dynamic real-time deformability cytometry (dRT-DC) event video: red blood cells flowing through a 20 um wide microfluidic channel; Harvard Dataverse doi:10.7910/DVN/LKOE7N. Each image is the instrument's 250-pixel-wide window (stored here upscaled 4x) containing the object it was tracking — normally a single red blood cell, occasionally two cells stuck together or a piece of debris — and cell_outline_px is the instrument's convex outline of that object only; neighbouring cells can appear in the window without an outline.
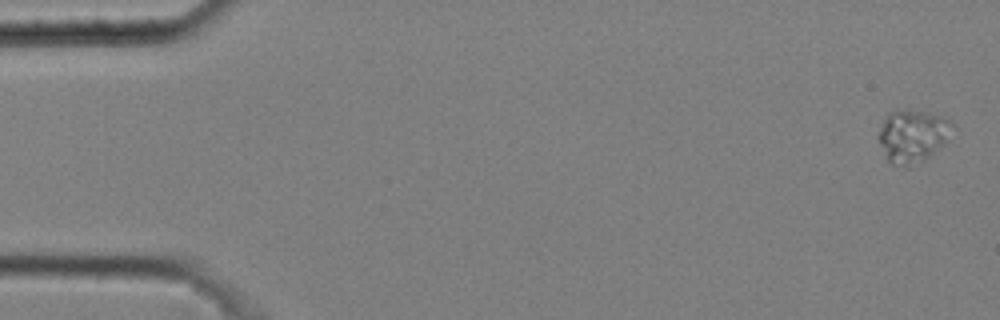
{"species": "common noctule bat (a hibernating species)", "species_latin": "Nyctalus noctula", "temperature_condition": "cold", "stored_images_in_passage": 4, "camera_frame_rate_fps": 3000, "um_per_image_px": 0.085, "animal": {"sex": "male", "body_mass_g": 20.4}, "frame": {"image": 1, "passage_image": 1, "time_ms": 0.0, "image_size_px": [1000, 320], "cell_outline_px": [[952, 124], [944, 140], [924, 160], [908, 168], [904, 168], [892, 164], [888, 160], [876, 136], [888, 112], [920, 112], [944, 116]], "centroid_in_image_um": [77.48, 11.6], "position_along_channel_um": 7.5, "area_um2": 21.68}}
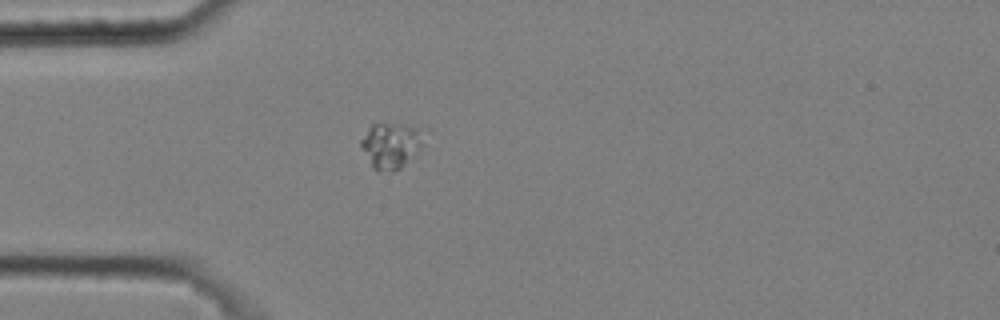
{"frame": {"image": 2, "passage_image": 4, "time_ms": 1.0, "image_size_px": [1000, 320], "cell_outline_px": [[424, 144], [400, 168], [392, 172], [372, 168], [360, 144], [360, 140], [372, 124], [404, 124], [416, 128]], "centroid_in_image_um": [33.18, 12.36], "position_along_channel_um": 51.8, "area_um2": 16.07}}